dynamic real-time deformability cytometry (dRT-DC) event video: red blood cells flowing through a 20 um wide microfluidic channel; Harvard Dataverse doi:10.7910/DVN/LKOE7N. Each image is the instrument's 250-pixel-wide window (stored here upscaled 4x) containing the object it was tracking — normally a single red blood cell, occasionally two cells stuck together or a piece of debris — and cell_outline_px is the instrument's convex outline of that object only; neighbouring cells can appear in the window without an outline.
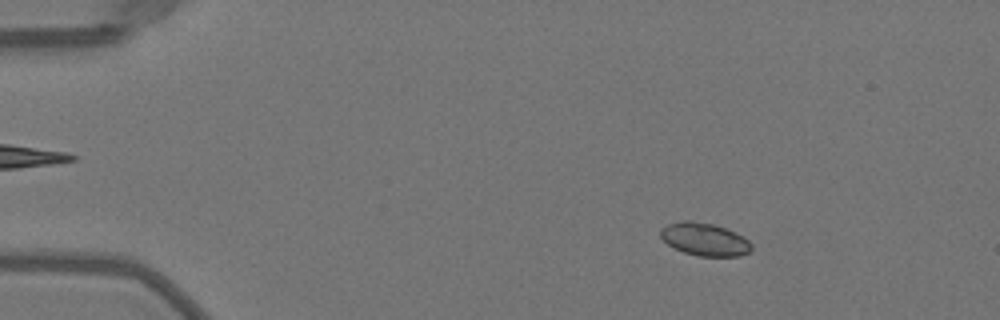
{"species": "Egyptian fruit bat (a non-hibernating species)", "species_latin": "Rousettus aegyptiacus", "temperature_condition": "warm", "stored_images_in_passage": 51, "camera_frame_rate_fps": 3000, "um_per_image_px": 0.085, "animal": {"sex": "female"}, "frame": {"image": 1, "passage_image": 8, "time_ms": 2.333, "image_size_px": [1000, 320], "cell_outline_px": [[752, 248], [748, 252], [740, 256], [696, 256], [684, 252], [668, 244], [660, 236], [660, 228], [668, 224], [684, 220], [692, 220], [712, 224], [736, 232], [748, 240], [752, 244]], "centroid_in_image_um": [59.89, 20.34], "position_along_channel_um": 25.1, "area_um2": 17.34}}
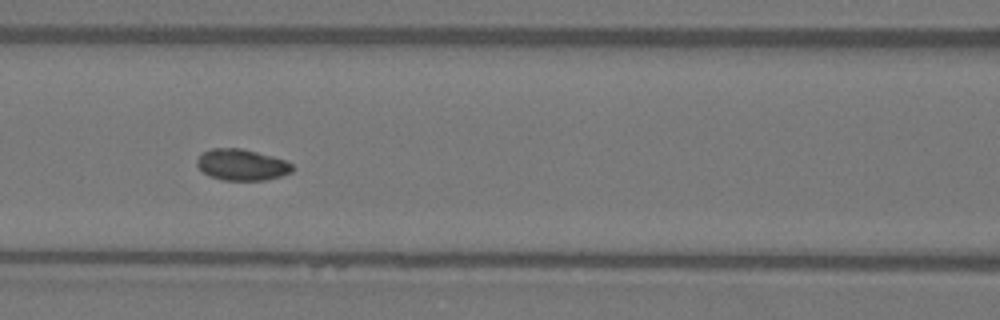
{"frame": {"image": 2, "passage_image": 23, "time_ms": 7.333, "image_size_px": [1000, 320], "cell_outline_px": [[296, 168], [292, 172], [280, 176], [264, 180], [224, 180], [212, 176], [204, 172], [196, 164], [196, 160], [204, 152], [212, 148], [240, 148], [272, 156], [284, 160], [292, 164]], "centroid_in_image_um": [20.58, 14.0], "position_along_channel_um": 146.0, "area_um2": 17.17}}
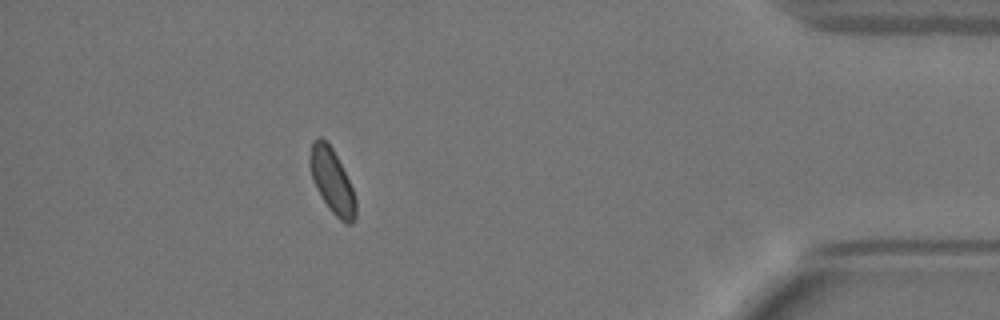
{"frame": {"image": 3, "passage_image": 46, "time_ms": 15.0, "image_size_px": [1000, 320], "cell_outline_px": [[356, 216], [352, 224], [348, 224], [340, 220], [328, 208], [320, 196], [312, 180], [308, 164], [308, 156], [312, 140], [320, 136], [332, 148], [352, 188], [356, 200]], "centroid_in_image_um": [28.18, 15.39], "position_along_channel_um": 407.0, "area_um2": 17.28}, "authors_computed_cell_mechanics": {"area_um2": 17.34, "velocity_mm_per_s": 4.0185, "shape_relaxation_time_tau1_ms": null, "shape_relaxation_time_tau2_ms": 1.3834, "deformation_change_tau1": null, "deformation_change_tau2": 0.0503}}